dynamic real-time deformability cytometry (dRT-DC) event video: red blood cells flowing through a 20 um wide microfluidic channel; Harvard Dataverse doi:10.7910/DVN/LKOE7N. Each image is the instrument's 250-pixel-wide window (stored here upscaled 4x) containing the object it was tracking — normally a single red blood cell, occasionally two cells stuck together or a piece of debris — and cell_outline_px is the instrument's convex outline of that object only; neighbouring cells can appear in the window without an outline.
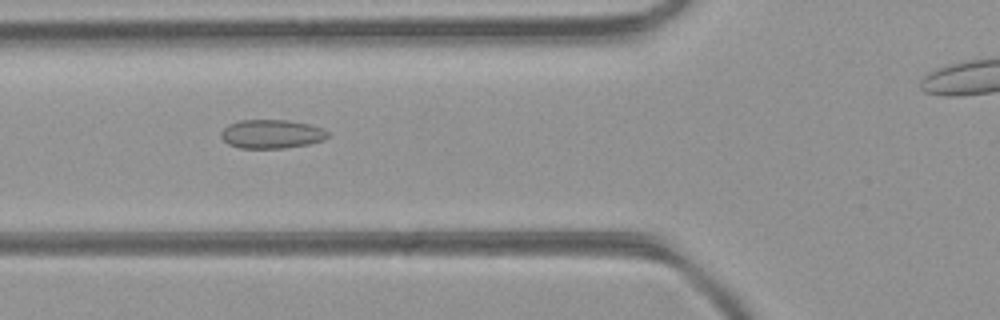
{"species": "common noctule bat (a hibernating species)", "species_latin": "Nyctalus noctula", "temperature_condition": "room temperature", "stored_images_in_passage": 34, "camera_frame_rate_fps": 3000, "um_per_image_px": 0.085, "animal": {"sex": "female", "body_mass_g": 21.9}, "frame": {"image": 1, "passage_image": 10, "time_ms": 3.0, "image_size_px": [1000, 320], "cell_outline_px": [[328, 136], [324, 140], [308, 144], [284, 148], [240, 148], [228, 144], [220, 136], [220, 132], [228, 124], [240, 120], [288, 120], [312, 124], [324, 128], [328, 132]], "centroid_in_image_um": [23.1, 11.38], "position_along_channel_um": 102.7, "area_um2": 18.09}}
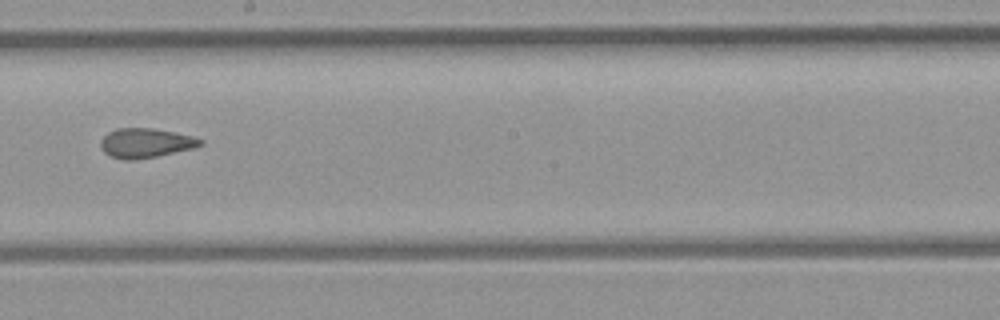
{"frame": {"image": 2, "passage_image": 19, "time_ms": 6.0, "image_size_px": [1000, 320], "cell_outline_px": [[204, 144], [196, 148], [136, 160], [124, 160], [112, 156], [104, 152], [100, 148], [100, 140], [108, 132], [116, 128], [152, 128], [192, 136], [204, 140]], "centroid_in_image_um": [12.38, 12.16], "position_along_channel_um": 235.8, "area_um2": 17.22}}
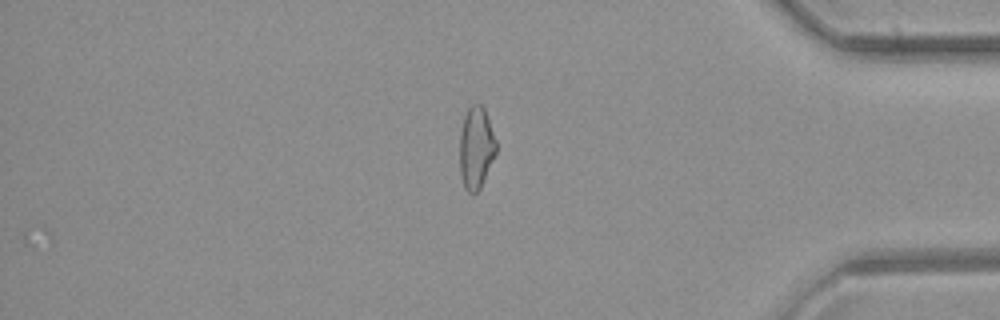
{"frame": {"image": 3, "passage_image": 32, "time_ms": 10.333, "image_size_px": [1000, 320], "cell_outline_px": [[496, 152], [480, 188], [476, 192], [468, 192], [464, 188], [460, 176], [460, 132], [464, 116], [468, 108], [472, 104], [480, 104], [484, 108], [496, 140]], "centroid_in_image_um": [40.45, 12.56], "position_along_channel_um": 394.8, "area_um2": 17.28}, "authors_computed_cell_mechanics": {"area_um2": 17.5134, "velocity_mm_per_s": 4.4182, "shape_relaxation_time_tau1_ms": null, "shape_relaxation_time_tau2_ms": 1.8219, "deformation_change_tau1": null, "deformation_change_tau2": 0.0872}}